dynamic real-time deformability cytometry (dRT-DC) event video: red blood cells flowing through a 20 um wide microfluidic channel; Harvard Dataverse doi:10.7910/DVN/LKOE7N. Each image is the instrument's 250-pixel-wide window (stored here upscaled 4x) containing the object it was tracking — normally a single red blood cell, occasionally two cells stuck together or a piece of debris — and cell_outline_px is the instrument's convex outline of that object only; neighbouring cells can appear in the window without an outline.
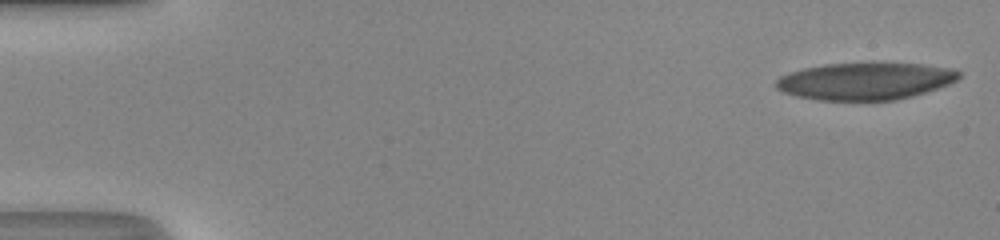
{"species": "human", "species_latin": "Homo sapiens", "temperature_condition": "room temperature", "stored_images_in_passage": 49, "camera_frame_rate_fps": 3000, "um_per_image_px": 0.085, "donor": {"sex": "male"}, "frame": {"image": 1, "passage_image": 1, "time_ms": 0.0, "image_size_px": [1000, 240], "cell_outline_px": [[960, 76], [956, 80], [948, 84], [912, 96], [896, 100], [820, 100], [796, 96], [784, 92], [776, 88], [776, 80], [780, 76], [804, 68], [824, 64], [920, 64], [948, 68], [960, 72]], "centroid_in_image_um": [73.51, 6.91], "position_along_channel_um": 11.5, "area_um2": 38.9}}
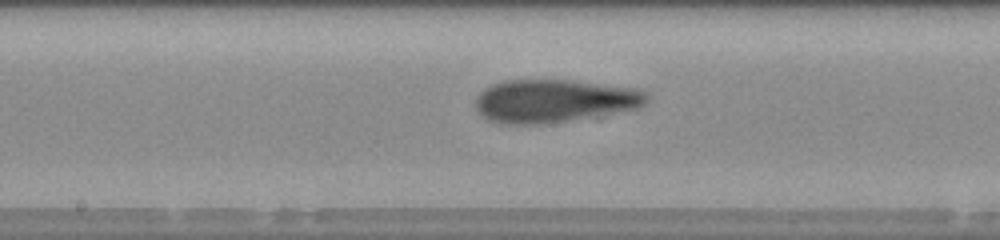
{"frame": {"image": 2, "passage_image": 26, "time_ms": 8.333, "image_size_px": [1000, 240], "cell_outline_px": [[648, 100], [640, 108], [568, 120], [540, 124], [500, 124], [488, 120], [476, 108], [476, 96], [484, 88], [492, 84], [504, 80], [572, 80], [632, 88], [644, 92], [648, 96]], "centroid_in_image_um": [47.05, 8.57], "position_along_channel_um": 201.1, "area_um2": 42.66}}
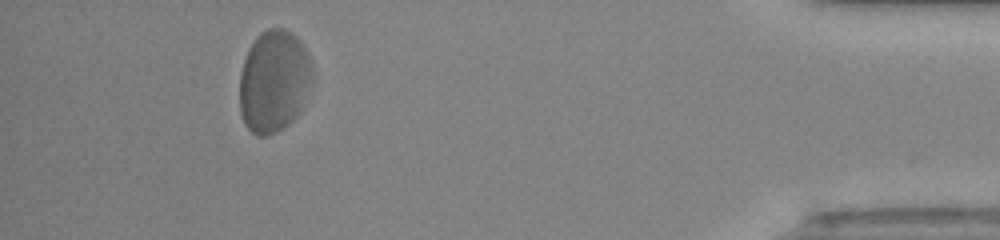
{"frame": {"image": 3, "passage_image": 45, "time_ms": 14.667, "image_size_px": [1000, 240], "cell_outline_px": [[312, 80], [300, 112], [288, 124], [276, 132], [264, 136], [256, 136], [244, 124], [240, 112], [240, 72], [248, 48], [256, 36], [260, 32], [268, 28], [284, 28], [292, 32], [300, 40], [308, 52], [312, 64]], "centroid_in_image_um": [23.28, 6.88], "position_along_channel_um": 411.9, "area_um2": 43.81}, "authors_computed_cell_mechanics": {"area_um2": 42.0784, "velocity_mm_per_s": 4.2269, "shape_relaxation_time_tau1_ms": 3.9866, "shape_relaxation_time_tau2_ms": 1.3276, "deformation_change_tau1": 0.1061, "deformation_change_tau2": 0.0992}}